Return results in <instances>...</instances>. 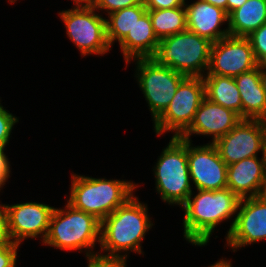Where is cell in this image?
<instances>
[{"label":"cell","instance_id":"7a4b0ae2","mask_svg":"<svg viewBox=\"0 0 266 267\" xmlns=\"http://www.w3.org/2000/svg\"><path fill=\"white\" fill-rule=\"evenodd\" d=\"M197 191L181 206L185 212L184 238L192 245L205 246L215 227L238 212L241 199L228 188Z\"/></svg>","mask_w":266,"mask_h":267},{"label":"cell","instance_id":"7402d4cb","mask_svg":"<svg viewBox=\"0 0 266 267\" xmlns=\"http://www.w3.org/2000/svg\"><path fill=\"white\" fill-rule=\"evenodd\" d=\"M146 11L145 5H135L110 13L106 19V37L109 46L111 47L114 41L120 43Z\"/></svg>","mask_w":266,"mask_h":267},{"label":"cell","instance_id":"4fadbf2b","mask_svg":"<svg viewBox=\"0 0 266 267\" xmlns=\"http://www.w3.org/2000/svg\"><path fill=\"white\" fill-rule=\"evenodd\" d=\"M187 157L190 180L197 190H219L227 188V165L218 149L211 142L192 146L187 141Z\"/></svg>","mask_w":266,"mask_h":267},{"label":"cell","instance_id":"1f68e13d","mask_svg":"<svg viewBox=\"0 0 266 267\" xmlns=\"http://www.w3.org/2000/svg\"><path fill=\"white\" fill-rule=\"evenodd\" d=\"M248 0H227V14L229 15L232 11L242 7Z\"/></svg>","mask_w":266,"mask_h":267},{"label":"cell","instance_id":"52a82bcc","mask_svg":"<svg viewBox=\"0 0 266 267\" xmlns=\"http://www.w3.org/2000/svg\"><path fill=\"white\" fill-rule=\"evenodd\" d=\"M134 61L137 70L135 77L154 122L169 106L178 86L187 76L158 64L153 58H138Z\"/></svg>","mask_w":266,"mask_h":267},{"label":"cell","instance_id":"2e32d148","mask_svg":"<svg viewBox=\"0 0 266 267\" xmlns=\"http://www.w3.org/2000/svg\"><path fill=\"white\" fill-rule=\"evenodd\" d=\"M187 30L198 34L215 43L230 35L228 27L220 29L225 22H229V15L225 10L211 5L203 0H197L189 5L185 4Z\"/></svg>","mask_w":266,"mask_h":267},{"label":"cell","instance_id":"4dcf8cb0","mask_svg":"<svg viewBox=\"0 0 266 267\" xmlns=\"http://www.w3.org/2000/svg\"><path fill=\"white\" fill-rule=\"evenodd\" d=\"M11 243L7 230V216L4 205L0 204V244Z\"/></svg>","mask_w":266,"mask_h":267},{"label":"cell","instance_id":"7c38bea8","mask_svg":"<svg viewBox=\"0 0 266 267\" xmlns=\"http://www.w3.org/2000/svg\"><path fill=\"white\" fill-rule=\"evenodd\" d=\"M3 205L6 210L7 230L11 242L20 245L24 239L39 236L44 242L54 207L38 202Z\"/></svg>","mask_w":266,"mask_h":267},{"label":"cell","instance_id":"f35d334b","mask_svg":"<svg viewBox=\"0 0 266 267\" xmlns=\"http://www.w3.org/2000/svg\"><path fill=\"white\" fill-rule=\"evenodd\" d=\"M265 158H266V140H265Z\"/></svg>","mask_w":266,"mask_h":267},{"label":"cell","instance_id":"603a6c76","mask_svg":"<svg viewBox=\"0 0 266 267\" xmlns=\"http://www.w3.org/2000/svg\"><path fill=\"white\" fill-rule=\"evenodd\" d=\"M147 11L154 32L159 40L187 30L185 5L171 9Z\"/></svg>","mask_w":266,"mask_h":267},{"label":"cell","instance_id":"6da1fadb","mask_svg":"<svg viewBox=\"0 0 266 267\" xmlns=\"http://www.w3.org/2000/svg\"><path fill=\"white\" fill-rule=\"evenodd\" d=\"M147 204L139 201L138 197L131 196L123 205L101 221L100 251L98 254L104 259H127L124 251L143 254L141 242L153 223L148 214ZM109 251V252H108Z\"/></svg>","mask_w":266,"mask_h":267},{"label":"cell","instance_id":"ffe728a7","mask_svg":"<svg viewBox=\"0 0 266 267\" xmlns=\"http://www.w3.org/2000/svg\"><path fill=\"white\" fill-rule=\"evenodd\" d=\"M266 23V0H248L229 14L228 29L231 36L248 37Z\"/></svg>","mask_w":266,"mask_h":267},{"label":"cell","instance_id":"f546056e","mask_svg":"<svg viewBox=\"0 0 266 267\" xmlns=\"http://www.w3.org/2000/svg\"><path fill=\"white\" fill-rule=\"evenodd\" d=\"M5 148H0V190L6 184L5 182L10 177V162L6 154L4 153Z\"/></svg>","mask_w":266,"mask_h":267},{"label":"cell","instance_id":"484cf974","mask_svg":"<svg viewBox=\"0 0 266 267\" xmlns=\"http://www.w3.org/2000/svg\"><path fill=\"white\" fill-rule=\"evenodd\" d=\"M97 11L105 10L107 15L117 10L132 7L135 5H144V0H92L91 4Z\"/></svg>","mask_w":266,"mask_h":267},{"label":"cell","instance_id":"cb8c5ba5","mask_svg":"<svg viewBox=\"0 0 266 267\" xmlns=\"http://www.w3.org/2000/svg\"><path fill=\"white\" fill-rule=\"evenodd\" d=\"M258 64L266 63V23L248 37Z\"/></svg>","mask_w":266,"mask_h":267},{"label":"cell","instance_id":"ac0fdd59","mask_svg":"<svg viewBox=\"0 0 266 267\" xmlns=\"http://www.w3.org/2000/svg\"><path fill=\"white\" fill-rule=\"evenodd\" d=\"M242 102V119L266 121V94L263 89L259 66L234 77Z\"/></svg>","mask_w":266,"mask_h":267},{"label":"cell","instance_id":"9a60e30c","mask_svg":"<svg viewBox=\"0 0 266 267\" xmlns=\"http://www.w3.org/2000/svg\"><path fill=\"white\" fill-rule=\"evenodd\" d=\"M241 119L234 111L215 104L205 97L195 113L192 124L180 138L191 142L192 134L212 135V144H214L232 130Z\"/></svg>","mask_w":266,"mask_h":267},{"label":"cell","instance_id":"d590c367","mask_svg":"<svg viewBox=\"0 0 266 267\" xmlns=\"http://www.w3.org/2000/svg\"><path fill=\"white\" fill-rule=\"evenodd\" d=\"M209 267H232V265L231 261L220 259L219 261H217L216 263H214Z\"/></svg>","mask_w":266,"mask_h":267},{"label":"cell","instance_id":"d6a6232c","mask_svg":"<svg viewBox=\"0 0 266 267\" xmlns=\"http://www.w3.org/2000/svg\"><path fill=\"white\" fill-rule=\"evenodd\" d=\"M256 197L260 199L262 202L266 203V175L260 185V189Z\"/></svg>","mask_w":266,"mask_h":267},{"label":"cell","instance_id":"9c48e42d","mask_svg":"<svg viewBox=\"0 0 266 267\" xmlns=\"http://www.w3.org/2000/svg\"><path fill=\"white\" fill-rule=\"evenodd\" d=\"M204 98L203 78L187 76L178 86L169 106L154 121L156 135L174 131L173 137H180L192 124Z\"/></svg>","mask_w":266,"mask_h":267},{"label":"cell","instance_id":"4316f807","mask_svg":"<svg viewBox=\"0 0 266 267\" xmlns=\"http://www.w3.org/2000/svg\"><path fill=\"white\" fill-rule=\"evenodd\" d=\"M19 245L11 242L0 244V267H15Z\"/></svg>","mask_w":266,"mask_h":267},{"label":"cell","instance_id":"83f0119b","mask_svg":"<svg viewBox=\"0 0 266 267\" xmlns=\"http://www.w3.org/2000/svg\"><path fill=\"white\" fill-rule=\"evenodd\" d=\"M185 0H144L147 10L171 9L184 6Z\"/></svg>","mask_w":266,"mask_h":267},{"label":"cell","instance_id":"30bf717a","mask_svg":"<svg viewBox=\"0 0 266 267\" xmlns=\"http://www.w3.org/2000/svg\"><path fill=\"white\" fill-rule=\"evenodd\" d=\"M266 121L260 119H241L226 135L214 145L226 165L257 156L265 155Z\"/></svg>","mask_w":266,"mask_h":267},{"label":"cell","instance_id":"836d02e7","mask_svg":"<svg viewBox=\"0 0 266 267\" xmlns=\"http://www.w3.org/2000/svg\"><path fill=\"white\" fill-rule=\"evenodd\" d=\"M258 66L260 71L261 83L266 94V63L259 64Z\"/></svg>","mask_w":266,"mask_h":267},{"label":"cell","instance_id":"8fae6325","mask_svg":"<svg viewBox=\"0 0 266 267\" xmlns=\"http://www.w3.org/2000/svg\"><path fill=\"white\" fill-rule=\"evenodd\" d=\"M258 65L248 38L228 35L212 43L206 74L235 77Z\"/></svg>","mask_w":266,"mask_h":267},{"label":"cell","instance_id":"5bb4252c","mask_svg":"<svg viewBox=\"0 0 266 267\" xmlns=\"http://www.w3.org/2000/svg\"><path fill=\"white\" fill-rule=\"evenodd\" d=\"M236 214L226 236L228 247L235 252L266 239V203L256 196L241 199Z\"/></svg>","mask_w":266,"mask_h":267},{"label":"cell","instance_id":"d6986e66","mask_svg":"<svg viewBox=\"0 0 266 267\" xmlns=\"http://www.w3.org/2000/svg\"><path fill=\"white\" fill-rule=\"evenodd\" d=\"M160 40L152 27L148 11H146L128 35L119 43L126 63L138 58H152Z\"/></svg>","mask_w":266,"mask_h":267},{"label":"cell","instance_id":"ba28073f","mask_svg":"<svg viewBox=\"0 0 266 267\" xmlns=\"http://www.w3.org/2000/svg\"><path fill=\"white\" fill-rule=\"evenodd\" d=\"M90 6H75L59 12L69 39L78 47L81 55H104L110 51L106 37V18L95 13Z\"/></svg>","mask_w":266,"mask_h":267},{"label":"cell","instance_id":"44dd1931","mask_svg":"<svg viewBox=\"0 0 266 267\" xmlns=\"http://www.w3.org/2000/svg\"><path fill=\"white\" fill-rule=\"evenodd\" d=\"M205 97L211 102L228 108L242 118V102L234 77L205 74Z\"/></svg>","mask_w":266,"mask_h":267},{"label":"cell","instance_id":"8992f818","mask_svg":"<svg viewBox=\"0 0 266 267\" xmlns=\"http://www.w3.org/2000/svg\"><path fill=\"white\" fill-rule=\"evenodd\" d=\"M153 170L155 188L164 202L182 206L193 194L188 169L187 140L172 136Z\"/></svg>","mask_w":266,"mask_h":267},{"label":"cell","instance_id":"e575fe53","mask_svg":"<svg viewBox=\"0 0 266 267\" xmlns=\"http://www.w3.org/2000/svg\"><path fill=\"white\" fill-rule=\"evenodd\" d=\"M203 1L223 9L227 13V0H203Z\"/></svg>","mask_w":266,"mask_h":267},{"label":"cell","instance_id":"8d00e7d4","mask_svg":"<svg viewBox=\"0 0 266 267\" xmlns=\"http://www.w3.org/2000/svg\"><path fill=\"white\" fill-rule=\"evenodd\" d=\"M76 6H90L92 0H73Z\"/></svg>","mask_w":266,"mask_h":267},{"label":"cell","instance_id":"74e56055","mask_svg":"<svg viewBox=\"0 0 266 267\" xmlns=\"http://www.w3.org/2000/svg\"><path fill=\"white\" fill-rule=\"evenodd\" d=\"M8 1H10L11 3H14V2H16L17 0H8Z\"/></svg>","mask_w":266,"mask_h":267},{"label":"cell","instance_id":"5b68a950","mask_svg":"<svg viewBox=\"0 0 266 267\" xmlns=\"http://www.w3.org/2000/svg\"><path fill=\"white\" fill-rule=\"evenodd\" d=\"M211 45L208 39L186 30L160 40L152 58L186 76L203 77L209 68Z\"/></svg>","mask_w":266,"mask_h":267},{"label":"cell","instance_id":"3957f363","mask_svg":"<svg viewBox=\"0 0 266 267\" xmlns=\"http://www.w3.org/2000/svg\"><path fill=\"white\" fill-rule=\"evenodd\" d=\"M136 187L138 185L132 181L72 174L70 197L67 203L102 221L133 196Z\"/></svg>","mask_w":266,"mask_h":267},{"label":"cell","instance_id":"f1b7e54d","mask_svg":"<svg viewBox=\"0 0 266 267\" xmlns=\"http://www.w3.org/2000/svg\"><path fill=\"white\" fill-rule=\"evenodd\" d=\"M127 259H104L92 257L88 259L87 267H126Z\"/></svg>","mask_w":266,"mask_h":267},{"label":"cell","instance_id":"277c9868","mask_svg":"<svg viewBox=\"0 0 266 267\" xmlns=\"http://www.w3.org/2000/svg\"><path fill=\"white\" fill-rule=\"evenodd\" d=\"M101 221L94 215L66 204L65 209L54 208L44 244L60 250H85L87 260L98 257L92 249L100 244ZM92 248V249H91Z\"/></svg>","mask_w":266,"mask_h":267},{"label":"cell","instance_id":"d4e9b609","mask_svg":"<svg viewBox=\"0 0 266 267\" xmlns=\"http://www.w3.org/2000/svg\"><path fill=\"white\" fill-rule=\"evenodd\" d=\"M18 120L16 116L4 109L0 103V148H5L9 143L13 126L19 122Z\"/></svg>","mask_w":266,"mask_h":267},{"label":"cell","instance_id":"e0dca14e","mask_svg":"<svg viewBox=\"0 0 266 267\" xmlns=\"http://www.w3.org/2000/svg\"><path fill=\"white\" fill-rule=\"evenodd\" d=\"M266 175L265 155L243 159L227 167V188L240 199L257 196Z\"/></svg>","mask_w":266,"mask_h":267}]
</instances>
